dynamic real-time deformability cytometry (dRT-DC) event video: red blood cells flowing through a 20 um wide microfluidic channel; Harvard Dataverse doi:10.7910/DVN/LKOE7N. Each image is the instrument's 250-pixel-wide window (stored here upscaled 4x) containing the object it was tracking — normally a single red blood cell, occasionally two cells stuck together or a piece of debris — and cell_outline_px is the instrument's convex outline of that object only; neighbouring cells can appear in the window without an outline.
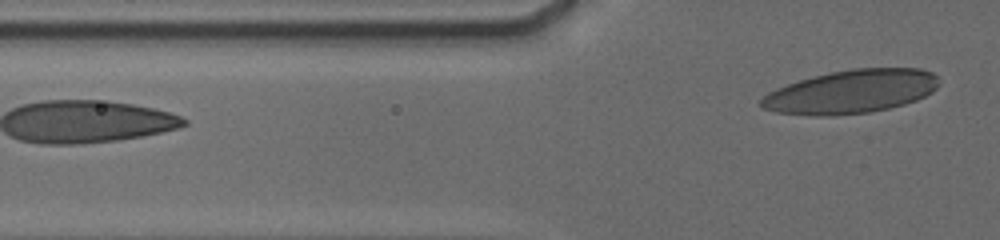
{"species": "human", "species_latin": "Homo sapiens", "temperature_condition": "cold", "stored_images_in_passage": 9, "segment_of_instrument_passage": [2, 2], "camera_frame_rate_fps": 3000, "um_per_image_px": 0.085, "donor": {"sex": "male"}, "frame": {"image": 1, "passage_image": 9, "time_ms": 3.333, "image_size_px": [1000, 240], "cell_outline_px": [[940, 84], [932, 92], [916, 100], [904, 104], [888, 108], [868, 112], [828, 116], [816, 116], [776, 112], [764, 108], [760, 104], [760, 100], [768, 92], [776, 88], [812, 76], [852, 68], [920, 68], [932, 72], [936, 76]], "centroid_in_image_um": [72.36, 7.78], "position_along_channel_um": 53.4, "area_um2": 44.91}}